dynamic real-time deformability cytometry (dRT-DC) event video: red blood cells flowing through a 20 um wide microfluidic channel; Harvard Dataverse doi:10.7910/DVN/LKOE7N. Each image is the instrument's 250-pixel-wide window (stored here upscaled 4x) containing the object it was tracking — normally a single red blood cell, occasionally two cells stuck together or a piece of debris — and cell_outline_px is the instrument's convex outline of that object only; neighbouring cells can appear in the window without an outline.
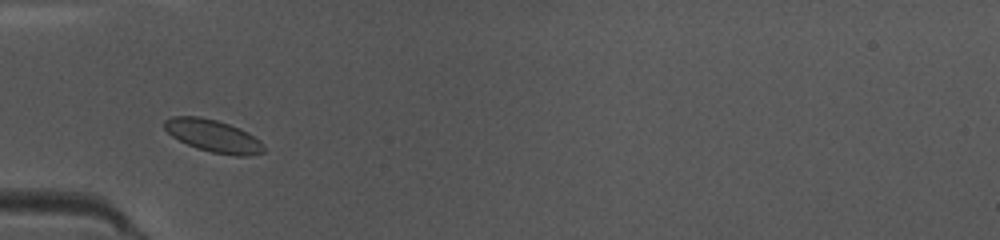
{"species": "common noctule bat (a hibernating species)", "species_latin": "Nyctalus noctula", "temperature_condition": "warm", "stored_images_in_passage": 19, "camera_frame_rate_fps": 3000, "um_per_image_px": 0.085, "animal": {"sex": "female", "body_mass_g": 10.0, "forearm_length_mm": 53.1}, "frame": {"image": 1, "passage_image": 5, "time_ms": 1.333, "image_size_px": [1000, 240], "cell_outline_px": [[264, 152], [248, 156], [236, 156], [212, 152], [196, 148], [172, 136], [164, 128], [164, 120], [172, 116], [196, 116], [216, 120], [240, 128], [248, 132], [260, 140], [264, 144]], "centroid_in_image_um": [18.15, 11.55], "position_along_channel_um": 66.9, "area_um2": 18.73}}
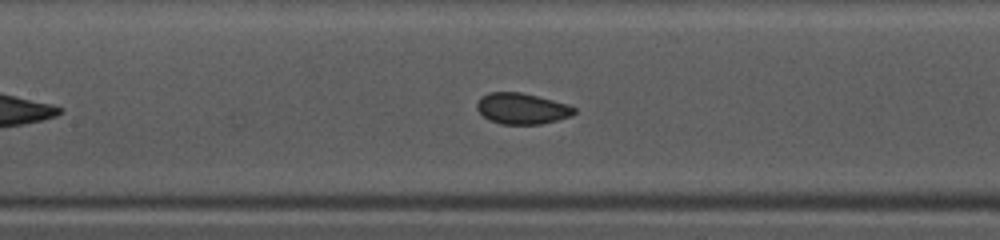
{"frame": {"image": 2, "passage_image": 12, "time_ms": 3.667, "image_size_px": [1000, 240], "cell_outline_px": [[576, 112], [572, 116], [540, 124], [500, 124], [484, 116], [476, 108], [476, 104], [480, 96], [488, 92], [520, 92], [568, 104], [576, 108]], "centroid_in_image_um": [44.36, 9.22], "position_along_channel_um": 163.0, "area_um2": 17.51}}
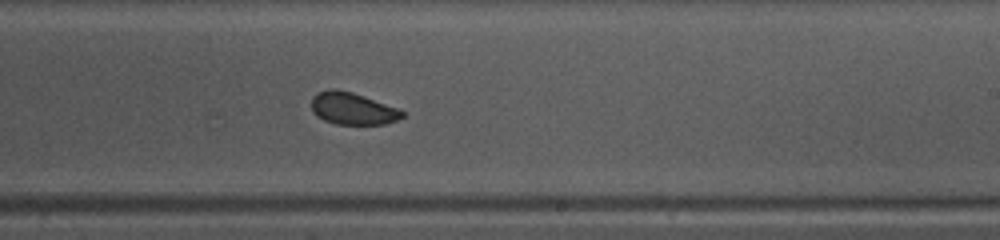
{"frame": {"image": 3, "passage_image": 19, "time_ms": 6.0, "image_size_px": [1000, 240], "cell_outline_px": [[404, 116], [388, 124], [336, 124], [324, 120], [316, 116], [312, 112], [312, 96], [316, 92], [328, 88], [336, 88], [352, 92], [400, 108], [404, 112]], "centroid_in_image_um": [29.96, 9.21], "position_along_channel_um": 259.0, "area_um2": 17.28}}